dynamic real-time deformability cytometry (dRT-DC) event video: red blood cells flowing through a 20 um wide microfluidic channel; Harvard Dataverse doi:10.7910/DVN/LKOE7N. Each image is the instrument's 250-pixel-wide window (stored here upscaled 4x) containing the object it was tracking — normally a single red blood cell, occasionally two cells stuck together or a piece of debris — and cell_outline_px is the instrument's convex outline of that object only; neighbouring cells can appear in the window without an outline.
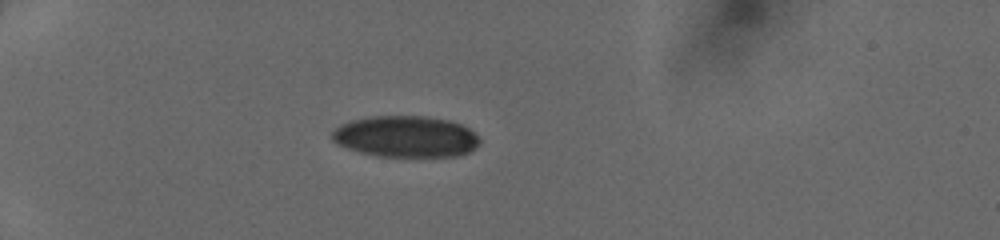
{"species": "human", "species_latin": "Homo sapiens", "temperature_condition": "cold", "stored_images_in_passage": 35, "camera_frame_rate_fps": 3000, "um_per_image_px": 0.085, "donor": {"sex": "female"}, "frame": {"image": 1, "passage_image": 1, "time_ms": 0.0, "image_size_px": [1000, 240], "cell_outline_px": [[480, 144], [476, 148], [460, 156], [376, 156], [360, 152], [336, 144], [332, 140], [332, 132], [340, 124], [352, 120], [368, 116], [424, 116], [448, 120], [460, 124], [468, 128], [480, 140]], "centroid_in_image_um": [34.47, 11.61], "position_along_channel_um": 50.5, "area_um2": 35.55}}
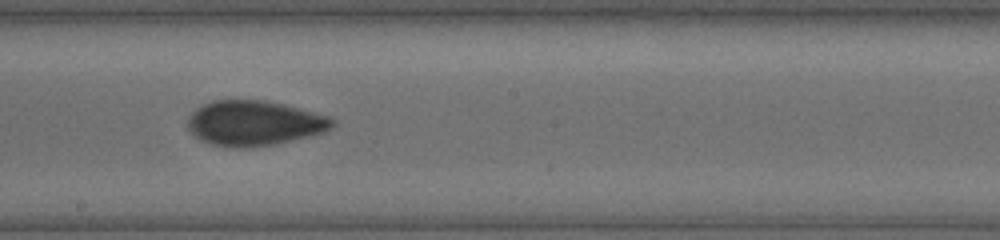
{"frame": {"image": 2, "passage_image": 16, "time_ms": 5.0, "image_size_px": [1000, 240], "cell_outline_px": [[336, 124], [332, 128], [324, 132], [276, 144], [248, 148], [232, 148], [212, 144], [200, 140], [188, 128], [188, 116], [196, 108], [212, 100], [264, 100], [284, 104], [328, 116], [336, 120]], "centroid_in_image_um": [21.61, 10.47], "position_along_channel_um": 226.6, "area_um2": 38.09}}
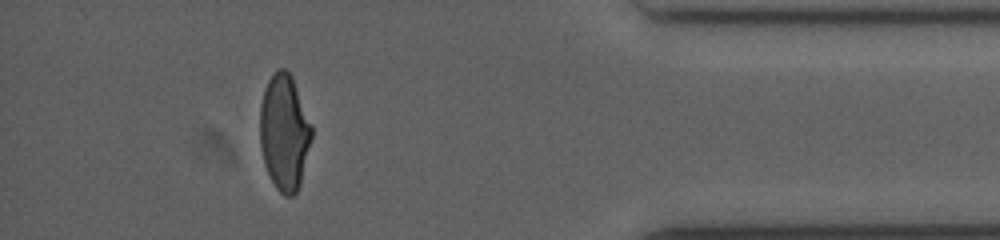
{"frame": {"image": 3, "passage_image": 31, "time_ms": 10.0, "image_size_px": [1000, 240], "cell_outline_px": [[312, 136], [300, 184], [296, 192], [292, 196], [284, 196], [276, 188], [264, 164], [260, 144], [260, 104], [264, 88], [268, 80], [276, 68], [284, 68], [292, 76], [312, 128]], "centroid_in_image_um": [24.15, 11.23], "position_along_channel_um": 411.1, "area_um2": 34.74}}